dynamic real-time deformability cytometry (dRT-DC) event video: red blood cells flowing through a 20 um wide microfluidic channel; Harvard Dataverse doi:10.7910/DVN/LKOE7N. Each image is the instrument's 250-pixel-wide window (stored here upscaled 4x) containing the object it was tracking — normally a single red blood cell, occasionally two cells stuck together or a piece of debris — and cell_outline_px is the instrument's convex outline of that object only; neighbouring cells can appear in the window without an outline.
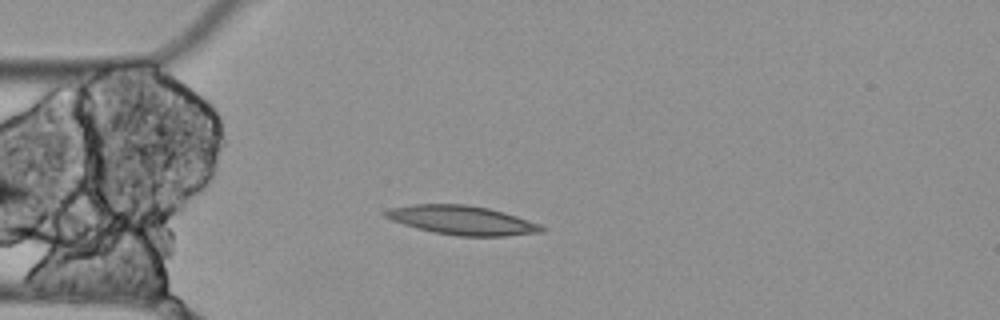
{"species": "Egyptian fruit bat (a non-hibernating species)", "species_latin": "Rousettus aegyptiacus", "temperature_condition": "cold", "stored_images_in_passage": 4, "camera_frame_rate_fps": 3000, "um_per_image_px": 0.085, "animal": {"sex": "female"}, "frame": {"image": 1, "passage_image": 3, "time_ms": 0.667, "image_size_px": [1000, 320], "cell_outline_px": [[548, 228], [544, 232], [504, 236], [456, 236], [416, 228], [392, 220], [384, 216], [384, 212], [388, 208], [416, 204], [464, 204], [488, 208], [504, 212], [540, 224]], "centroid_in_image_um": [39.31, 18.72], "position_along_channel_um": 45.7, "area_um2": 26.36}}